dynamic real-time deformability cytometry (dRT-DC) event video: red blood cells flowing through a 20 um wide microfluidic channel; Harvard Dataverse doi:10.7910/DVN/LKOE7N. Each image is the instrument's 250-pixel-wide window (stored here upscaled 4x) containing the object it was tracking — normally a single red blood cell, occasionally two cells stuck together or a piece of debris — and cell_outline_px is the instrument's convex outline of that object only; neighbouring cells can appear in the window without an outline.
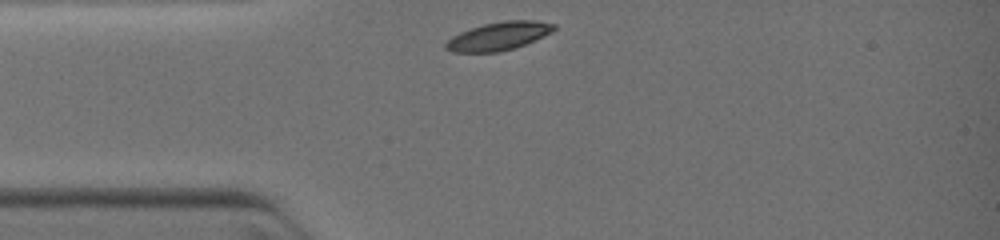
{"species": "common noctule bat (a hibernating species)", "species_latin": "Nyctalus noctula", "temperature_condition": "warm", "stored_images_in_passage": 8, "camera_frame_rate_fps": 3000, "um_per_image_px": 0.085, "animal": {"sex": "female", "body_mass_g": 19.0, "forearm_length_mm": 51.5}, "frame": {"image": 1, "passage_image": 1, "time_ms": 0.0, "image_size_px": [1000, 240], "cell_outline_px": [[556, 28], [552, 32], [516, 48], [500, 52], [452, 52], [444, 48], [444, 44], [452, 36], [460, 32], [484, 24], [504, 20], [536, 20], [556, 24]], "centroid_in_image_um": [42.39, 3.07], "position_along_channel_um": 42.6, "area_um2": 17.86}}
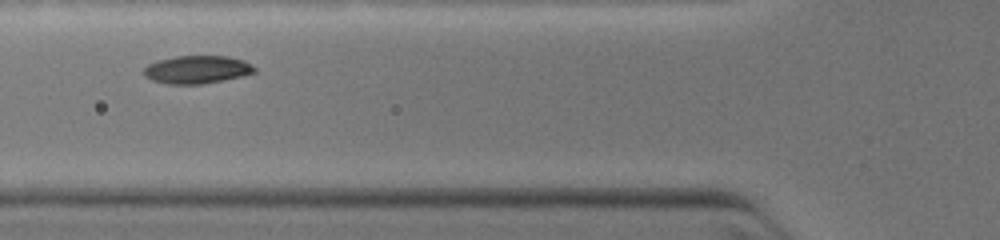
{"frame": {"image": 2, "passage_image": 6, "time_ms": 1.667, "image_size_px": [1000, 240], "cell_outline_px": [[256, 72], [224, 80], [204, 84], [168, 84], [152, 80], [144, 76], [144, 68], [148, 64], [160, 60], [176, 56], [228, 56], [244, 60], [252, 64], [256, 68]], "centroid_in_image_um": [16.77, 5.91], "position_along_channel_um": 109.0, "area_um2": 18.03}}
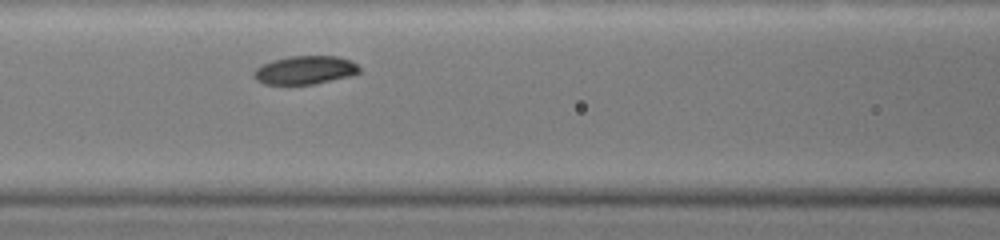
{"frame": {"image": 3, "passage_image": 8, "time_ms": 2.333, "image_size_px": [1000, 240], "cell_outline_px": [[360, 72], [348, 76], [312, 84], [264, 84], [256, 80], [252, 76], [252, 72], [256, 68], [272, 60], [288, 56], [336, 56], [352, 60], [360, 68]], "centroid_in_image_um": [25.89, 5.95], "position_along_channel_um": 140.7, "area_um2": 17.4}}